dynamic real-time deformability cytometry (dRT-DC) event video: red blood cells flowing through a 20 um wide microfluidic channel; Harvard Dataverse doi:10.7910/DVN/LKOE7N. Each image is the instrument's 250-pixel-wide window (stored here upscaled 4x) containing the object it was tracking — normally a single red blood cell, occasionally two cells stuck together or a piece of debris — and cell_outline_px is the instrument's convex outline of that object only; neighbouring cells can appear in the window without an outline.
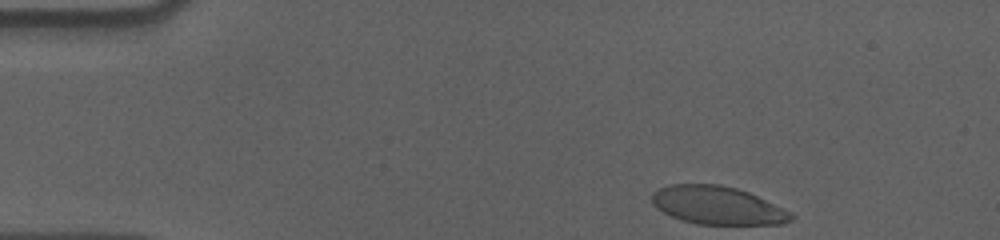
{"species": "human", "species_latin": "Homo sapiens", "temperature_condition": "cold", "stored_images_in_passage": 40, "camera_frame_rate_fps": 3000, "um_per_image_px": 0.085, "donor": {"sex": "male"}, "frame": {"image": 1, "passage_image": 1, "time_ms": 0.0, "image_size_px": [1000, 240], "cell_outline_px": [[796, 216], [792, 220], [784, 224], [696, 224], [680, 220], [656, 208], [652, 204], [652, 192], [656, 188], [668, 184], [720, 184], [736, 188], [748, 192], [792, 212]], "centroid_in_image_um": [60.97, 17.45], "position_along_channel_um": 24.0, "area_um2": 31.15}}
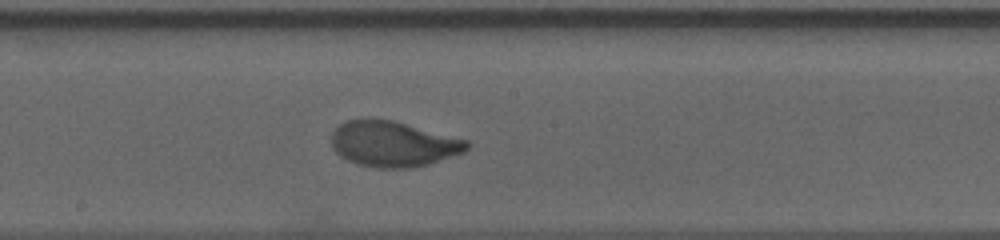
{"frame": {"image": 2, "passage_image": 24, "time_ms": 7.667, "image_size_px": [1000, 240], "cell_outline_px": [[472, 144], [464, 152], [428, 164], [412, 168], [376, 168], [356, 164], [340, 156], [332, 148], [332, 132], [344, 120], [368, 116], [392, 120], [468, 140]], "centroid_in_image_um": [33.38, 12.21], "position_along_channel_um": 214.8, "area_um2": 36.47}}
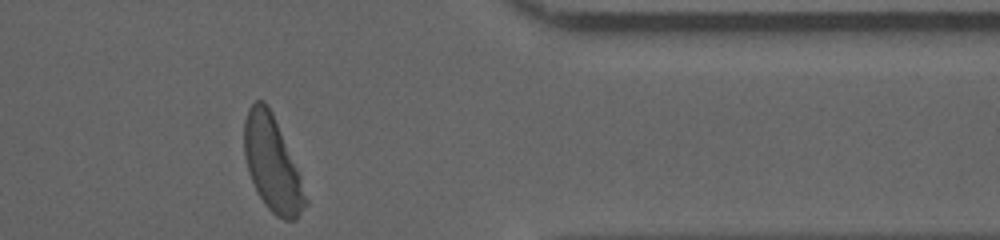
{"frame": {"image": 3, "passage_image": 40, "time_ms": 13.0, "image_size_px": [1000, 240], "cell_outline_px": [[308, 204], [296, 220], [284, 220], [276, 216], [264, 204], [248, 172], [244, 156], [244, 120], [248, 108], [256, 100], [264, 100], [268, 104], [272, 112], [300, 172], [308, 200]], "centroid_in_image_um": [23.16, 13.93], "position_along_channel_um": 388.2, "area_um2": 34.1}, "authors_computed_cell_mechanics": {"area_um2": 35.2002, "velocity_mm_per_s": 3.5703, "shape_relaxation_time_tau1_ms": 3.4532, "shape_relaxation_time_tau2_ms": null, "deformation_change_tau1": 0.1847, "deformation_change_tau2": null}}